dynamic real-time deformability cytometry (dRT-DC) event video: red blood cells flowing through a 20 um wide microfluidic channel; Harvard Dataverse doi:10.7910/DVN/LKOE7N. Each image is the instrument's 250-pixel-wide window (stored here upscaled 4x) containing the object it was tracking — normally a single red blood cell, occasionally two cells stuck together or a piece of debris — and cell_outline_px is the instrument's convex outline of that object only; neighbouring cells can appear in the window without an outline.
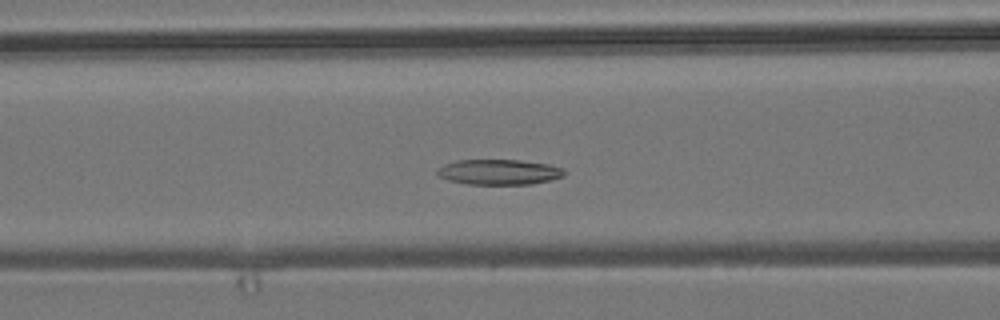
{"species": "common noctule bat (a hibernating species)", "species_latin": "Nyctalus noctula", "temperature_condition": "room temperature", "stored_images_in_passage": 45, "camera_frame_rate_fps": 3000, "um_per_image_px": 0.085, "animal": {"sex": "male", "body_mass_g": 19.2, "forearm_length_mm": 51.8}, "frame": {"image": 1, "passage_image": 18, "time_ms": 5.667, "image_size_px": [1000, 320], "cell_outline_px": [[564, 176], [532, 184], [468, 184], [448, 180], [436, 176], [436, 168], [444, 164], [456, 160], [520, 160], [548, 164], [564, 168]], "centroid_in_image_um": [42.36, 14.62], "position_along_channel_um": 124.2, "area_um2": 18.84}}
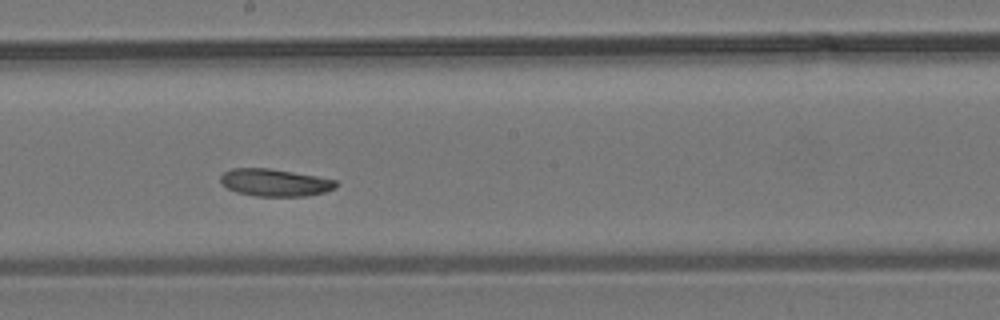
{"frame": {"image": 2, "passage_image": 26, "time_ms": 8.333, "image_size_px": [1000, 320], "cell_outline_px": [[336, 188], [324, 192], [308, 196], [256, 196], [236, 192], [220, 184], [220, 176], [224, 172], [232, 168], [268, 168], [316, 176], [336, 180]], "centroid_in_image_um": [23.33, 15.52], "position_along_channel_um": 224.9, "area_um2": 18.38}}
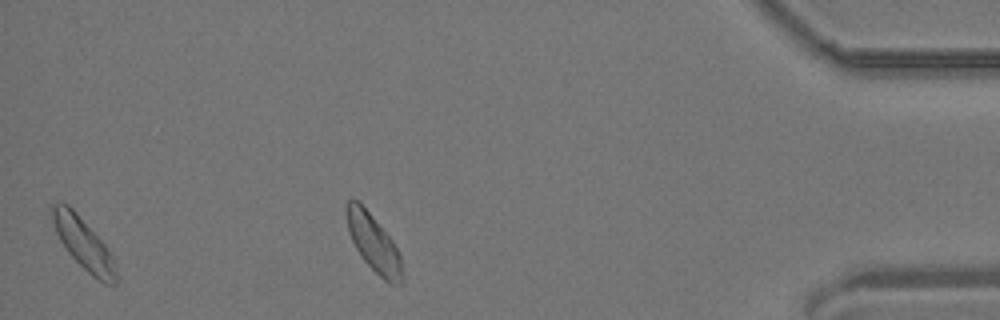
{"frame": {"image": 3, "passage_image": 44, "time_ms": 14.333, "image_size_px": [1000, 320], "cell_outline_px": [[116, 284], [104, 284], [96, 280], [68, 252], [60, 240], [56, 232], [48, 212], [52, 204], [68, 204], [76, 212], [104, 244], [112, 256], [116, 272]], "centroid_in_image_um": [7.06, 20.7], "position_along_channel_um": 428.1, "area_um2": 18.79}, "authors_computed_cell_mechanics": {"area_um2": 18.9006, "velocity_mm_per_s": 3.7709, "shape_relaxation_time_tau1_ms": 5.0961, "shape_relaxation_time_tau2_ms": null, "deformation_change_tau1": 0.0868, "deformation_change_tau2": null}}